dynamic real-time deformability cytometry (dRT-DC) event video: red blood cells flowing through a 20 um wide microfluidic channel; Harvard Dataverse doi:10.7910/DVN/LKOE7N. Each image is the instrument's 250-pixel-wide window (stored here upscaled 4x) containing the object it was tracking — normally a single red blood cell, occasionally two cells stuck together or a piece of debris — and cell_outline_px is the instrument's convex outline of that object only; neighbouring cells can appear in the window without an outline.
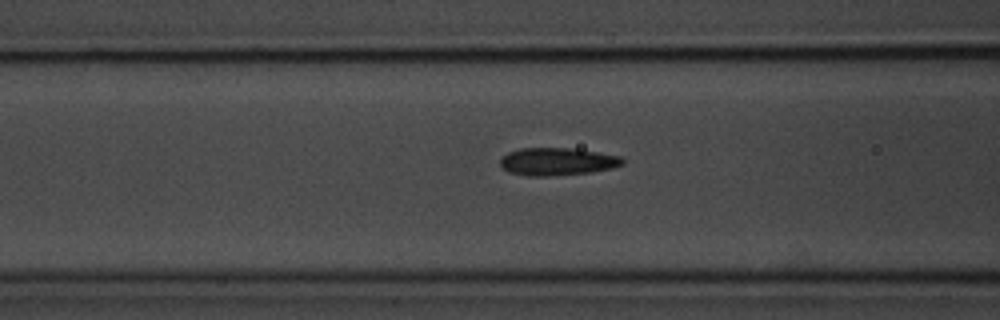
{"species": "common noctule bat (a hibernating species)", "species_latin": "Nyctalus noctula", "temperature_condition": "room temperature", "stored_images_in_passage": 33, "camera_frame_rate_fps": 3000, "um_per_image_px": 0.085, "animal": {"sex": "male", "body_mass_g": 20.1, "forearm_length_mm": 53.5}, "frame": {"image": 1, "passage_image": 5, "time_ms": 1.333, "image_size_px": [1000, 320], "cell_outline_px": [[624, 164], [612, 168], [592, 172], [548, 176], [528, 176], [508, 172], [500, 164], [500, 160], [508, 152], [520, 148], [568, 148], [596, 152], [620, 156], [624, 160]], "centroid_in_image_um": [47.36, 13.74], "position_along_channel_um": 119.2, "area_um2": 19.59}}
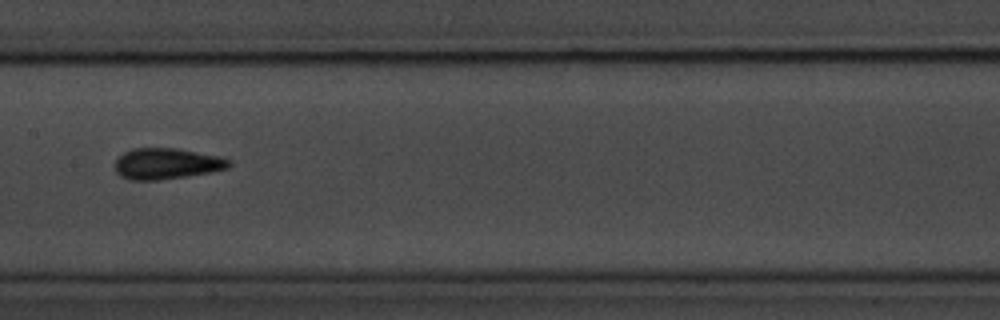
{"frame": {"image": 2, "passage_image": 11, "time_ms": 3.333, "image_size_px": [1000, 320], "cell_outline_px": [[232, 164], [228, 168], [212, 172], [160, 180], [128, 180], [120, 176], [116, 172], [116, 160], [124, 152], [132, 148], [176, 148], [216, 156], [228, 160]], "centroid_in_image_um": [14.13, 13.92], "position_along_channel_um": 193.3, "area_um2": 20.46}}
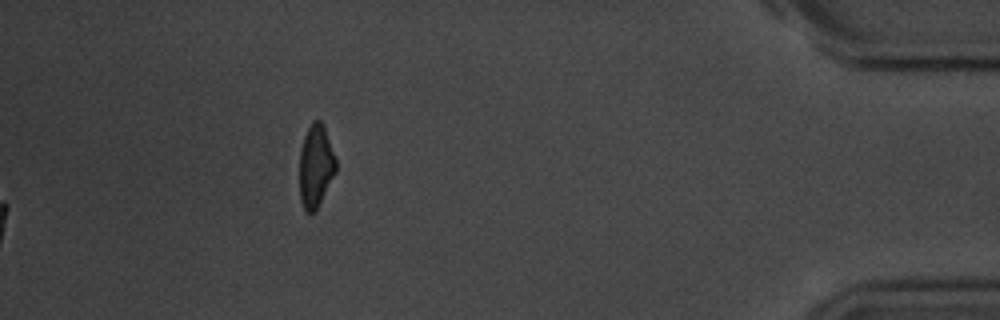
{"frame": {"image": 3, "passage_image": 33, "time_ms": 10.667, "image_size_px": [1000, 320], "cell_outline_px": [[336, 172], [316, 212], [304, 212], [300, 200], [300, 148], [304, 136], [312, 120], [320, 120], [324, 124], [336, 160]], "centroid_in_image_um": [26.84, 14.13], "position_along_channel_um": 408.4, "area_um2": 17.8}, "authors_computed_cell_mechanics": {"area_um2": 19.1896, "velocity_mm_per_s": 3.6888, "shape_relaxation_time_tau1_ms": 2.9863, "shape_relaxation_time_tau2_ms": 1.4784, "deformation_change_tau1": 0.1272, "deformation_change_tau2": 0.0918}}